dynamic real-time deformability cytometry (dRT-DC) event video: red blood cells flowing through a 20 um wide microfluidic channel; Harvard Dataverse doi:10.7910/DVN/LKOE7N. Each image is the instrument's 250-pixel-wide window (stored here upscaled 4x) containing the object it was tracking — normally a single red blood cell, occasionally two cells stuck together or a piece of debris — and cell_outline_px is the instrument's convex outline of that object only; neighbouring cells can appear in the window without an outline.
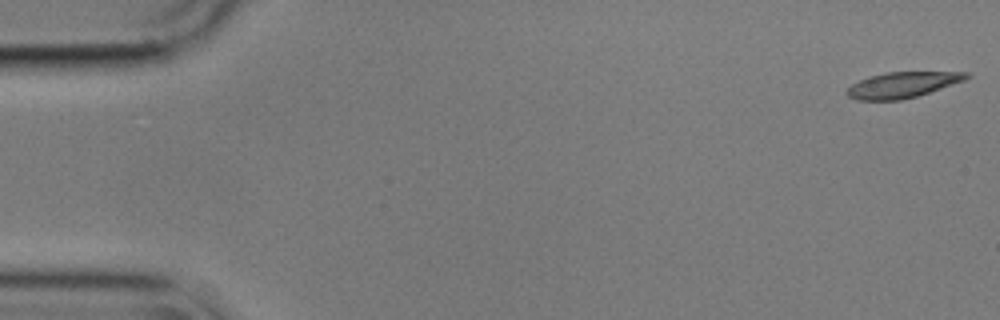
{"species": "common noctule bat (a hibernating species)", "species_latin": "Nyctalus noctula", "temperature_condition": "cold", "stored_images_in_passage": 56, "camera_frame_rate_fps": 3000, "um_per_image_px": 0.085, "animal": {"sex": "male", "body_mass_g": 17.9}, "frame": {"image": 1, "passage_image": 1, "time_ms": 0.0, "image_size_px": [1000, 320], "cell_outline_px": [[972, 76], [964, 80], [916, 96], [900, 100], [856, 100], [848, 96], [844, 92], [852, 84], [860, 80], [872, 76], [888, 72], [968, 72]], "centroid_in_image_um": [76.68, 7.21], "position_along_channel_um": 8.3, "area_um2": 17.63}}
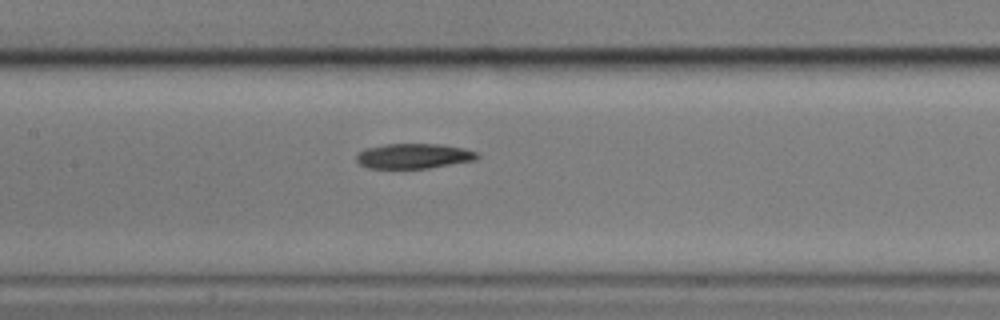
{"frame": {"image": 2, "passage_image": 26, "time_ms": 8.333, "image_size_px": [1000, 320], "cell_outline_px": [[480, 156], [476, 160], [428, 168], [368, 168], [360, 164], [356, 160], [356, 156], [364, 148], [384, 144], [444, 144], [464, 148], [476, 152]], "centroid_in_image_um": [35.17, 13.25], "position_along_channel_um": 172.2, "area_um2": 17.69}}
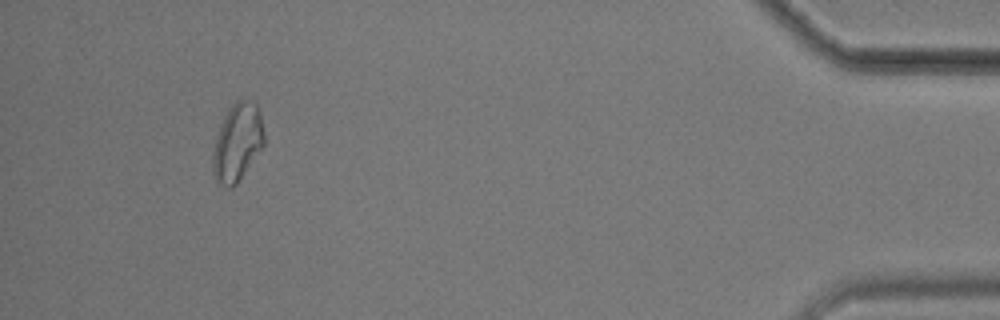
{"frame": {"image": 3, "passage_image": 52, "time_ms": 17.0, "image_size_px": [1000, 320], "cell_outline_px": [[264, 144], [236, 184], [232, 188], [228, 188], [216, 180], [212, 172], [212, 152], [216, 136], [224, 116], [228, 108], [236, 100], [248, 100], [256, 104], [260, 112], [264, 136]], "centroid_in_image_um": [20.15, 12.09], "position_along_channel_um": 415.0, "area_um2": 23.06}, "authors_computed_cell_mechanics": {"area_um2": 18.6405, "velocity_mm_per_s": 3.5574, "shape_relaxation_time_tau1_ms": 8.4823, "shape_relaxation_time_tau2_ms": null, "deformation_change_tau1": 0.1675, "deformation_change_tau2": null}}